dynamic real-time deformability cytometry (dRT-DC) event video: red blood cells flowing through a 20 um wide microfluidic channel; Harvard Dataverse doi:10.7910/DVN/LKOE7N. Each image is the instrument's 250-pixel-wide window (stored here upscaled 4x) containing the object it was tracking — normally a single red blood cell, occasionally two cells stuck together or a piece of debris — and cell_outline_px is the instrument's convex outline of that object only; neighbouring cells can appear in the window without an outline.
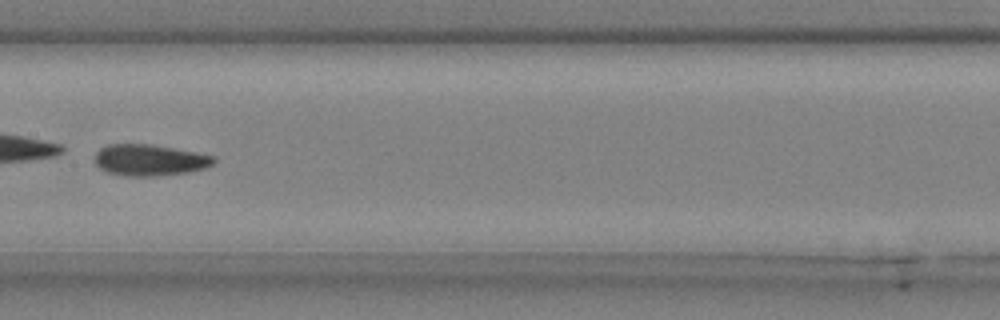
{"species": "common noctule bat (a hibernating species)", "species_latin": "Nyctalus noctula", "temperature_condition": "cold", "stored_images_in_passage": 9, "camera_frame_rate_fps": 3000, "um_per_image_px": 0.085, "animal": {"sex": "male", "body_mass_g": 20.4}, "frame": {"image": 1, "passage_image": 8, "time_ms": 2.333, "image_size_px": [1000, 320], "cell_outline_px": [[216, 160], [212, 164], [204, 168], [188, 172], [156, 176], [128, 176], [108, 172], [100, 168], [96, 164], [96, 152], [100, 148], [108, 144], [152, 144], [196, 152], [216, 156]], "centroid_in_image_um": [12.73, 13.6], "position_along_channel_um": 194.7, "area_um2": 21.68}}
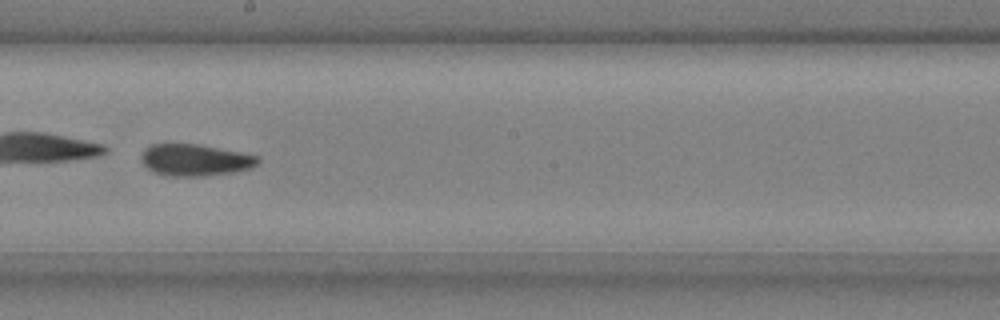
{"frame": {"image": 2, "passage_image": 9, "time_ms": 2.667, "image_size_px": [1000, 320], "cell_outline_px": [[260, 164], [252, 168], [236, 172], [204, 176], [168, 176], [156, 172], [148, 168], [144, 164], [140, 156], [144, 148], [152, 144], [200, 144], [260, 156]], "centroid_in_image_um": [16.64, 13.6], "position_along_channel_um": 231.6, "area_um2": 21.79}}